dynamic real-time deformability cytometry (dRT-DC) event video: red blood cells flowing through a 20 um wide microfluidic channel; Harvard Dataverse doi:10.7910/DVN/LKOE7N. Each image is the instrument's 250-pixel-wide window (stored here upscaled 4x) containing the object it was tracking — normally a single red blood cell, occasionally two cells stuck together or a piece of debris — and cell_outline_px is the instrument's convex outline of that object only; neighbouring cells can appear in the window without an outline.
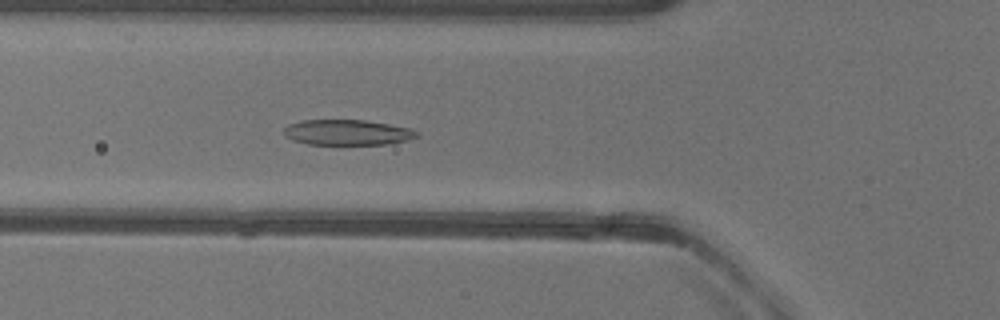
{"species": "common noctule bat (a hibernating species)", "species_latin": "Nyctalus noctula", "temperature_condition": "warm", "stored_images_in_passage": 36, "camera_frame_rate_fps": 3000, "um_per_image_px": 0.085, "animal": {"sex": "female"}, "frame": {"image": 1, "passage_image": 3, "time_ms": 0.667, "image_size_px": [1000, 320], "cell_outline_px": [[420, 136], [408, 140], [388, 144], [308, 144], [292, 140], [284, 136], [284, 128], [288, 124], [300, 120], [364, 120], [412, 128], [420, 132]], "centroid_in_image_um": [29.54, 11.25], "position_along_channel_um": 96.3, "area_um2": 19.88}}
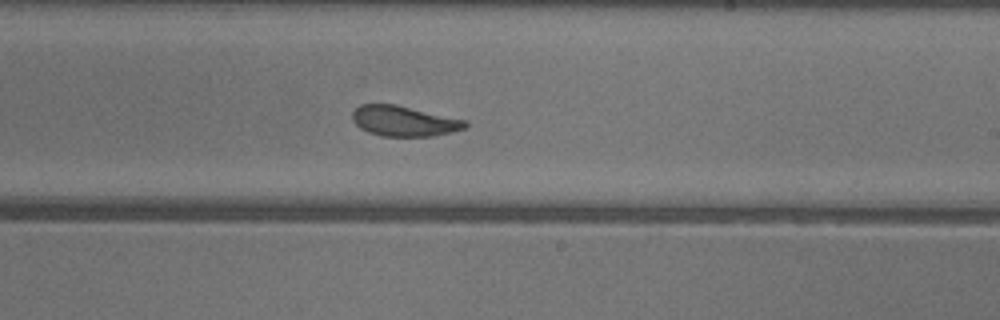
{"frame": {"image": 2, "passage_image": 15, "time_ms": 4.667, "image_size_px": [1000, 320], "cell_outline_px": [[468, 124], [464, 128], [452, 132], [432, 136], [384, 136], [368, 132], [360, 128], [352, 120], [352, 112], [360, 104], [396, 104], [468, 120]], "centroid_in_image_um": [34.35, 10.28], "position_along_channel_um": 254.7, "area_um2": 20.06}}
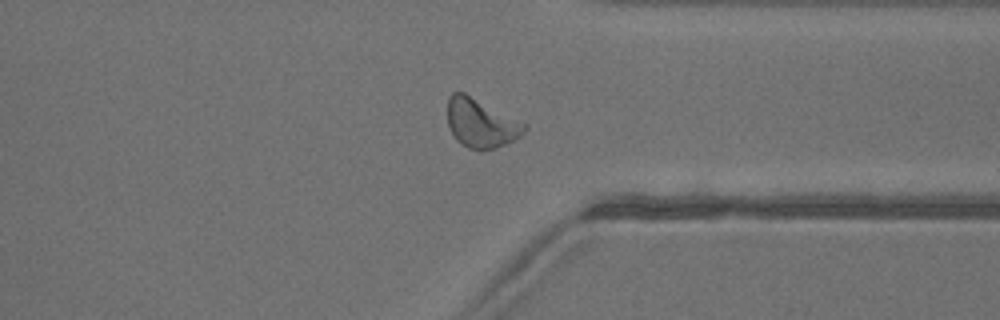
{"frame": {"image": 3, "passage_image": 24, "time_ms": 7.667, "image_size_px": [1000, 320], "cell_outline_px": [[528, 128], [520, 136], [508, 144], [496, 148], [480, 152], [468, 148], [460, 144], [456, 140], [448, 124], [448, 96], [452, 92], [464, 92], [528, 124]], "centroid_in_image_um": [40.9, 10.49], "position_along_channel_um": 370.5, "area_um2": 22.31}, "authors_computed_cell_mechanics": {"area_um2": 20.6635, "velocity_mm_per_s": 3.9461, "shape_relaxation_time_tau1_ms": 3.0483, "shape_relaxation_time_tau2_ms": 2.046, "deformation_change_tau1": 0.1356, "deformation_change_tau2": 0.0785}}